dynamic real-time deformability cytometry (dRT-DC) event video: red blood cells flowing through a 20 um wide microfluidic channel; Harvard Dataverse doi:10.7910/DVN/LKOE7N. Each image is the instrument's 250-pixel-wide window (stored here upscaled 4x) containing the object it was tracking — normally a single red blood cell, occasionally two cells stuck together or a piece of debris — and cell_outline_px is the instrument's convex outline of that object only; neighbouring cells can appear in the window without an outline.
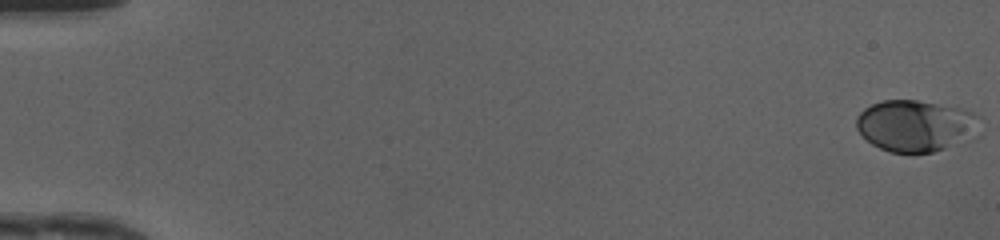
{"species": "human", "species_latin": "Homo sapiens", "temperature_condition": "cold", "stored_images_in_passage": 50, "camera_frame_rate_fps": 3000, "um_per_image_px": 0.085, "donor": {"sex": "female"}, "frame": {"image": 1, "passage_image": 1, "time_ms": 0.0, "image_size_px": [1000, 240], "cell_outline_px": [[976, 116], [944, 148], [932, 152], [888, 152], [872, 144], [856, 128], [856, 116], [864, 108], [872, 104], [884, 100], [916, 100], [960, 108], [972, 112]], "centroid_in_image_um": [77.48, 10.64], "position_along_channel_um": 7.5, "area_um2": 34.22}}
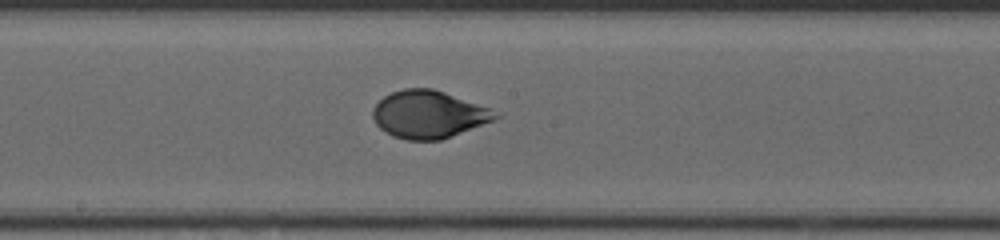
{"frame": {"image": 2, "passage_image": 28, "time_ms": 9.0, "image_size_px": [1000, 240], "cell_outline_px": [[504, 116], [496, 120], [440, 140], [408, 140], [392, 136], [380, 128], [376, 124], [372, 116], [372, 108], [384, 96], [392, 92], [404, 88], [432, 88], [444, 92], [488, 108]], "centroid_in_image_um": [36.43, 9.73], "position_along_channel_um": 211.8, "area_um2": 33.87}}
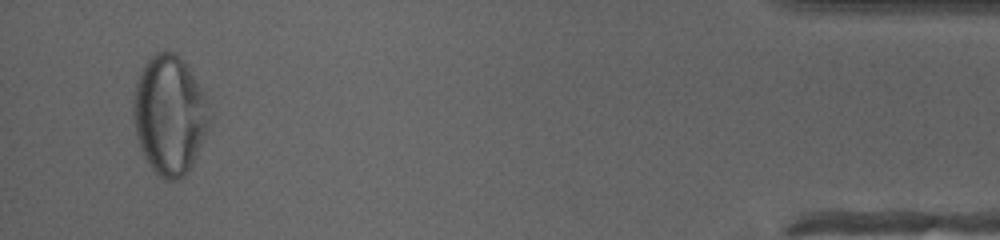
{"frame": {"image": 3, "passage_image": 48, "time_ms": 15.667, "image_size_px": [1000, 240], "cell_outline_px": [[208, 128], [192, 164], [184, 176], [180, 180], [168, 180], [160, 176], [152, 168], [144, 156], [140, 148], [136, 136], [132, 116], [132, 96], [136, 80], [144, 64], [156, 52], [172, 52], [180, 56], [196, 80], [204, 96], [208, 120]], "centroid_in_image_um": [14.34, 9.77], "position_along_channel_um": 420.9, "area_um2": 52.25}, "authors_computed_cell_mechanics": {"area_um2": 34.102, "velocity_mm_per_s": 4.1802, "shape_relaxation_time_tau1_ms": 3.1538, "shape_relaxation_time_tau2_ms": null, "deformation_change_tau1": 0.1485, "deformation_change_tau2": null}}